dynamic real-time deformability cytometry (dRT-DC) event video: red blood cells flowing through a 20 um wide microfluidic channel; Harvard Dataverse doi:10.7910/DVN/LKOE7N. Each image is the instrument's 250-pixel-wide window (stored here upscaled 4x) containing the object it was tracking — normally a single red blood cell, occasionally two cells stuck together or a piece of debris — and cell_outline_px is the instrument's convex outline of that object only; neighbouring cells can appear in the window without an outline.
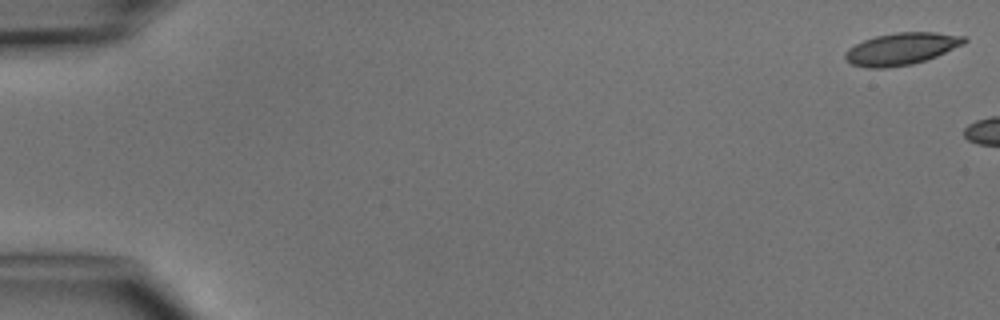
{"species": "common noctule bat (a hibernating species)", "species_latin": "Nyctalus noctula", "temperature_condition": "cold", "stored_images_in_passage": 2, "camera_frame_rate_fps": 3000, "um_per_image_px": 0.085, "animal": {"sex": "male", "body_mass_g": 15.6}, "frame": {"image": 1, "passage_image": 1, "time_ms": 0.0, "image_size_px": [1000, 320], "cell_outline_px": [[968, 40], [964, 44], [936, 56], [912, 64], [888, 68], [868, 68], [852, 64], [844, 56], [844, 52], [848, 48], [864, 40], [876, 36], [896, 32], [936, 32], [968, 36]], "centroid_in_image_um": [76.64, 4.14], "position_along_channel_um": 8.4, "area_um2": 22.25}}